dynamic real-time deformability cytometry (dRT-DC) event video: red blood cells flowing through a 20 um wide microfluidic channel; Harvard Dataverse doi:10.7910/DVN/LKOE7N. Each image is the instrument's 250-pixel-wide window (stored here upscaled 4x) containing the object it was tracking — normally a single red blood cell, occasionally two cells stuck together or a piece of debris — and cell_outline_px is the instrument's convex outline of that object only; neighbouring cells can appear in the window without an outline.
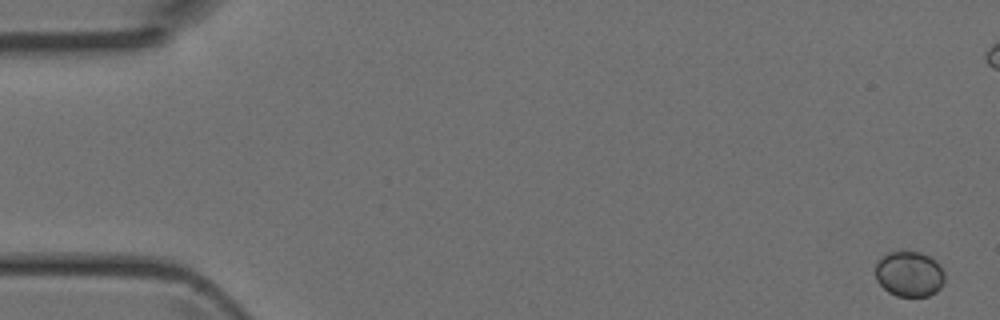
{"species": "Egyptian fruit bat (a non-hibernating species)", "species_latin": "Rousettus aegyptiacus", "temperature_condition": "room temperature", "stored_images_in_passage": 5, "camera_frame_rate_fps": 3000, "um_per_image_px": 0.085, "animal": {"sex": "female"}, "frame": {"image": 1, "passage_image": 1, "time_ms": 0.0, "image_size_px": [1000, 320], "cell_outline_px": [[944, 280], [940, 288], [936, 292], [928, 296], [896, 296], [888, 292], [876, 280], [876, 264], [888, 252], [920, 252], [932, 256], [936, 260], [944, 272]], "centroid_in_image_um": [77.31, 23.29], "position_along_channel_um": 7.7, "area_um2": 18.32}}
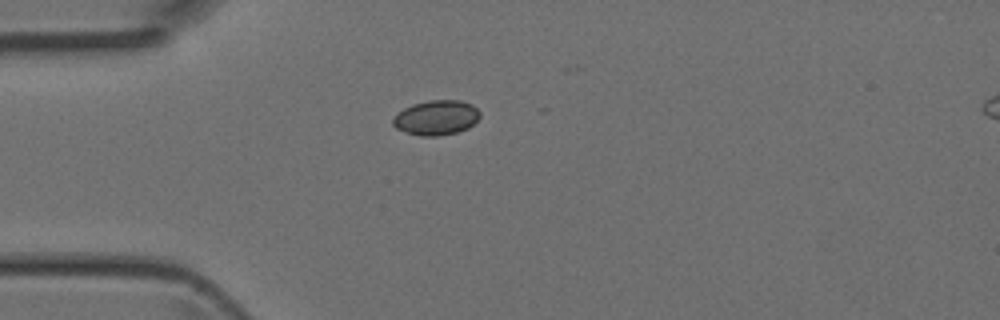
{"frame": {"image": 2, "passage_image": 5, "time_ms": 1.333, "image_size_px": [1000, 320], "cell_outline_px": [[480, 116], [468, 128], [456, 132], [436, 136], [420, 136], [396, 128], [392, 124], [392, 120], [404, 108], [412, 104], [428, 100], [460, 100], [472, 104], [480, 112]], "centroid_in_image_um": [37.09, 9.99], "position_along_channel_um": 47.9, "area_um2": 17.46}}